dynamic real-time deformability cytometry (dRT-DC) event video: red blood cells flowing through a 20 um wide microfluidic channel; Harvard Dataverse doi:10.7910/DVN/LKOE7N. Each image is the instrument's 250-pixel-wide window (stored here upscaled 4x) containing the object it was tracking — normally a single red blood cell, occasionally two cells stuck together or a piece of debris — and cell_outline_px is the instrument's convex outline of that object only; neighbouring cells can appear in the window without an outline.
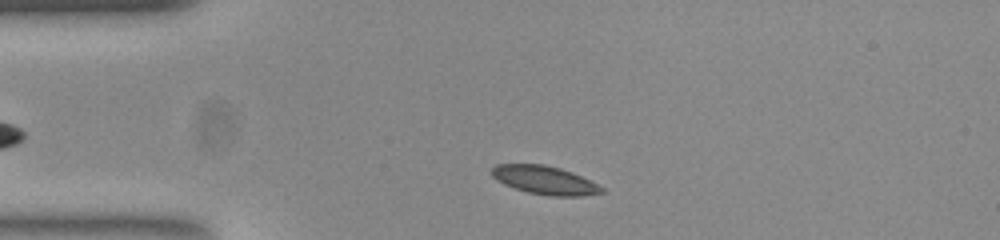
{"species": "common noctule bat (a hibernating species)", "species_latin": "Nyctalus noctula", "temperature_condition": "room temperature", "stored_images_in_passage": 35, "camera_frame_rate_fps": 3000, "um_per_image_px": 0.085, "animal": {"sex": "female", "body_mass_g": 23.0, "forearm_length_mm": 53.4}, "frame": {"image": 1, "passage_image": 4, "time_ms": 1.0, "image_size_px": [1000, 240], "cell_outline_px": [[604, 192], [580, 196], [548, 196], [528, 192], [504, 184], [492, 176], [492, 168], [496, 164], [544, 164], [560, 168], [572, 172], [604, 188]], "centroid_in_image_um": [46.29, 15.31], "position_along_channel_um": 38.7, "area_um2": 17.98}}
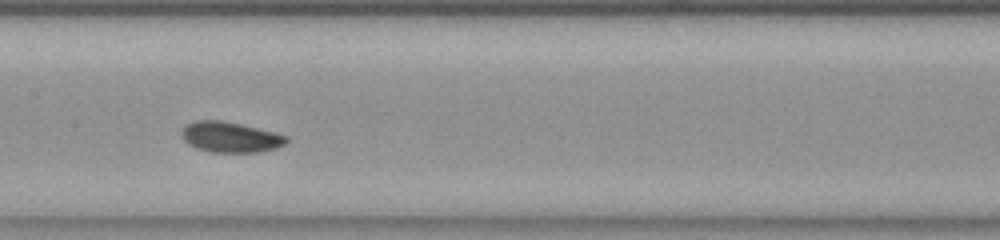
{"frame": {"image": 2, "passage_image": 18, "time_ms": 5.667, "image_size_px": [1000, 240], "cell_outline_px": [[288, 140], [284, 144], [276, 148], [260, 152], [212, 152], [196, 148], [188, 144], [184, 140], [180, 132], [188, 124], [196, 120], [220, 120], [272, 132], [288, 136]], "centroid_in_image_um": [19.55, 11.67], "position_along_channel_um": 187.8, "area_um2": 18.32}}
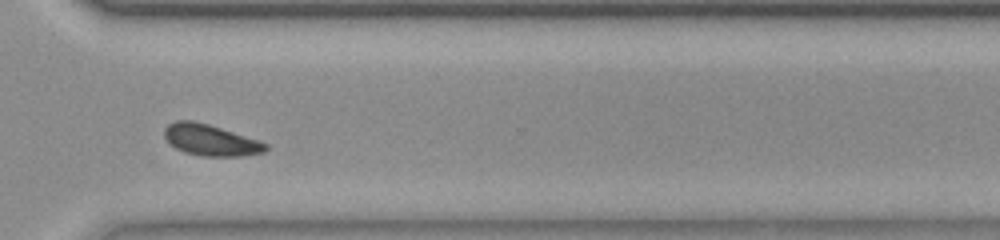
{"frame": {"image": 3, "passage_image": 31, "time_ms": 10.0, "image_size_px": [1000, 240], "cell_outline_px": [[268, 148], [264, 152], [244, 156], [200, 156], [184, 152], [176, 148], [164, 136], [164, 128], [168, 124], [176, 120], [192, 120], [208, 124], [268, 144]], "centroid_in_image_um": [17.87, 11.91], "position_along_channel_um": 352.7, "area_um2": 18.21}, "authors_computed_cell_mechanics": {"area_um2": 17.9758, "velocity_mm_per_s": 3.8028, "shape_relaxation_time_tau1_ms": 1.3139, "shape_relaxation_time_tau2_ms": 4.6119, "deformation_change_tau1": 0.0805, "deformation_change_tau2": 0.0916}}